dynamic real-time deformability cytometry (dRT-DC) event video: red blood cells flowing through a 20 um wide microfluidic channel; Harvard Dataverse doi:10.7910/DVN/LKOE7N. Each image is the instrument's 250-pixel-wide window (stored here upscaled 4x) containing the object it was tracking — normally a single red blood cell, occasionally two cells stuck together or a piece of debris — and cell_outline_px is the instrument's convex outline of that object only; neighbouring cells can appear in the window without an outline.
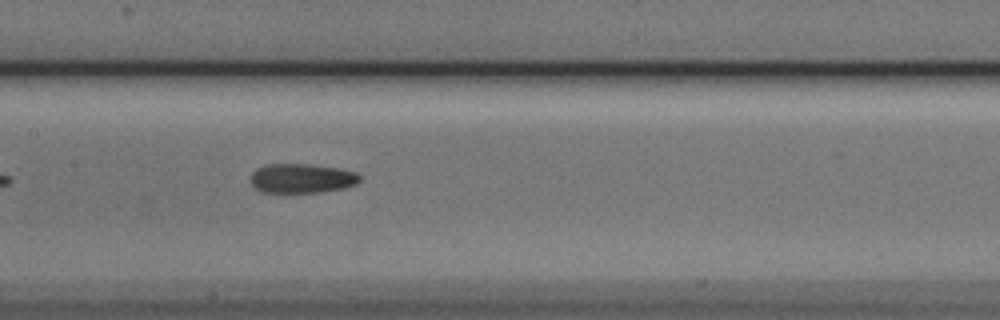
{"species": "Egyptian fruit bat (a non-hibernating species)", "species_latin": "Rousettus aegyptiacus", "temperature_condition": "cold", "stored_images_in_passage": 7, "camera_frame_rate_fps": 3000, "um_per_image_px": 0.085, "animal": {"sex": "male"}, "frame": {"image": 1, "passage_image": 7, "time_ms": 2.0, "image_size_px": [1000, 320], "cell_outline_px": [[360, 180], [356, 184], [344, 188], [324, 192], [260, 192], [248, 180], [252, 172], [256, 168], [268, 164], [308, 164], [340, 168], [356, 172], [360, 176]], "centroid_in_image_um": [25.63, 15.16], "position_along_channel_um": 181.8, "area_um2": 18.9}}